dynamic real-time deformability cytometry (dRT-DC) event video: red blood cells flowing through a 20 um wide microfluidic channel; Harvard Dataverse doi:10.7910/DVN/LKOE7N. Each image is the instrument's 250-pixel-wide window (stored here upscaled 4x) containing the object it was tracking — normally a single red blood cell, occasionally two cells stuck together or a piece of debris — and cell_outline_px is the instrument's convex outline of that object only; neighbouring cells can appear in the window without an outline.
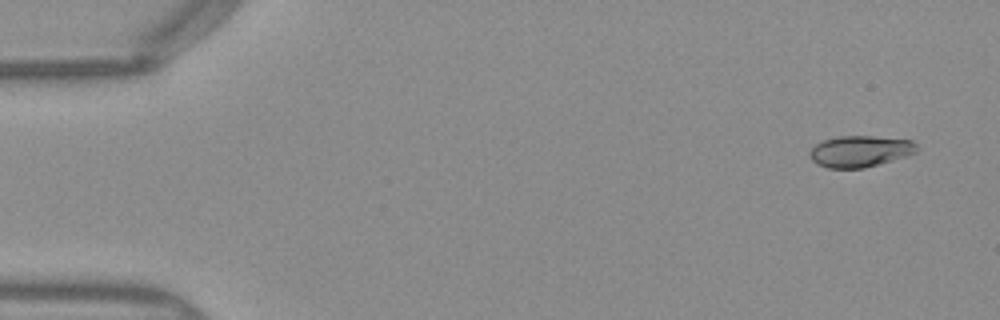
{"species": "Egyptian fruit bat (a non-hibernating species)", "species_latin": "Rousettus aegyptiacus", "temperature_condition": "warm", "stored_images_in_passage": 49, "camera_frame_rate_fps": 3000, "um_per_image_px": 0.085, "frame": {"image": 1, "passage_image": 1, "time_ms": 0.0, "image_size_px": [1000, 320], "cell_outline_px": [[916, 152], [892, 160], [864, 168], [828, 168], [816, 164], [808, 156], [808, 152], [816, 144], [824, 140], [840, 136], [872, 136], [912, 140], [916, 144]], "centroid_in_image_um": [73.05, 12.86], "position_along_channel_um": 11.9, "area_um2": 19.42}}
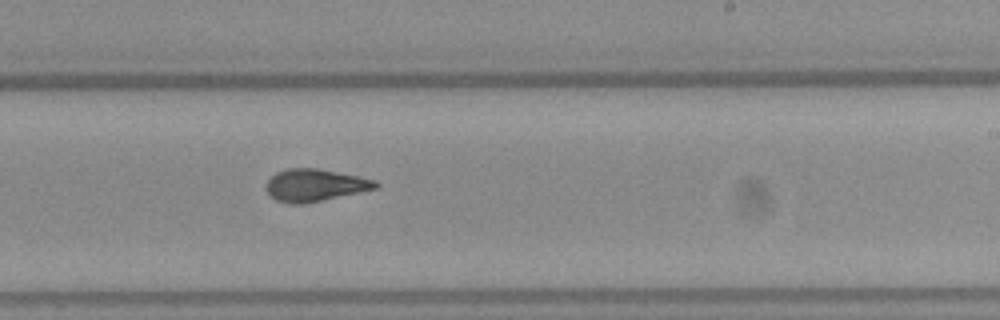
{"frame": {"image": 2, "passage_image": 29, "time_ms": 9.333, "image_size_px": [1000, 320], "cell_outline_px": [[380, 184], [376, 188], [304, 204], [288, 204], [276, 200], [268, 192], [268, 180], [276, 172], [288, 168], [316, 168], [376, 180]], "centroid_in_image_um": [26.76, 15.74], "position_along_channel_um": 262.2, "area_um2": 20.17}}
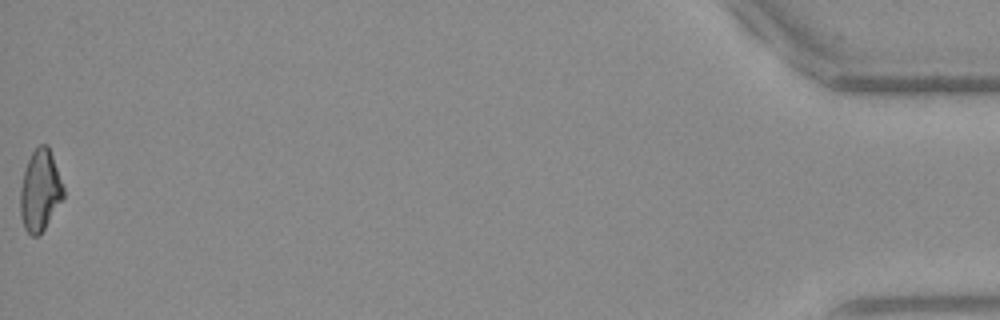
{"frame": {"image": 3, "passage_image": 49, "time_ms": 16.0, "image_size_px": [1000, 320], "cell_outline_px": [[64, 196], [44, 228], [36, 236], [32, 236], [24, 228], [20, 216], [20, 188], [24, 172], [28, 160], [32, 152], [40, 144], [48, 144], [64, 188]], "centroid_in_image_um": [3.39, 16.18], "position_along_channel_um": 431.8, "area_um2": 20.11}, "authors_computed_cell_mechanics": {"area_um2": 20.23, "velocity_mm_per_s": 4.0209, "shape_relaxation_time_tau1_ms": 4.8406, "shape_relaxation_time_tau2_ms": 1.3501, "deformation_change_tau1": 0.2057, "deformation_change_tau2": 0.0692}}